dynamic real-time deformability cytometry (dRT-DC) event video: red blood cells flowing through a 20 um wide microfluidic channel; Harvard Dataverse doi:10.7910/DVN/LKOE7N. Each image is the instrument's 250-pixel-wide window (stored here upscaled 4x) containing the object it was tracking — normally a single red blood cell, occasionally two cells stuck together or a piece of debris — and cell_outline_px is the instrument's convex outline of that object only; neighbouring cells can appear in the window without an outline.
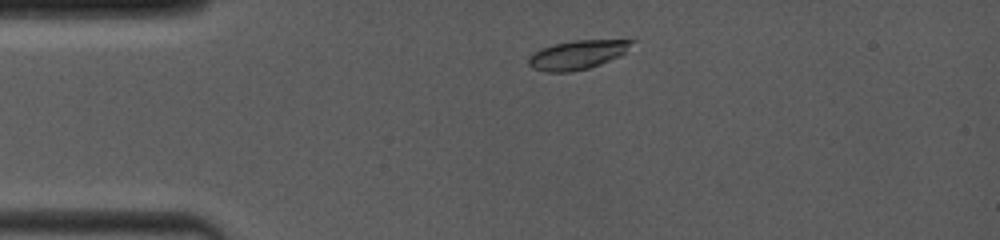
{"species": "common noctule bat (a hibernating species)", "species_latin": "Nyctalus noctula", "temperature_condition": "room temperature", "stored_images_in_passage": 32, "camera_frame_rate_fps": 4000, "um_per_image_px": 0.085, "animal": {"sex": "female", "body_mass_g": 19.0, "forearm_length_mm": 53.3}, "frame": {"image": 1, "passage_image": 2, "time_ms": 0.75, "image_size_px": [1000, 240], "cell_outline_px": [[636, 40], [620, 56], [600, 64], [588, 68], [568, 72], [548, 72], [532, 68], [528, 64], [528, 56], [532, 52], [540, 48], [552, 44], [572, 40]], "centroid_in_image_um": [49.01, 4.65], "position_along_channel_um": 36.0, "area_um2": 17.46}}
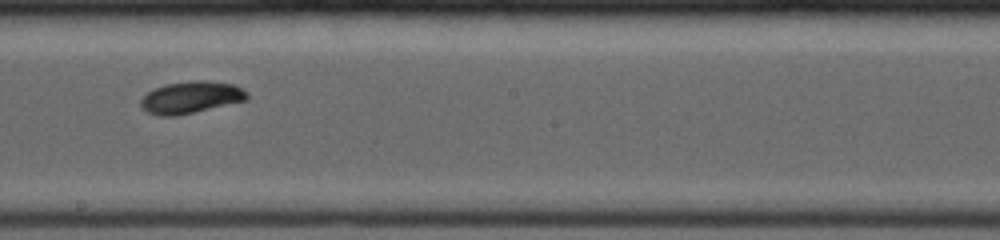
{"frame": {"image": 2, "passage_image": 15, "time_ms": 6.5, "image_size_px": [1000, 240], "cell_outline_px": [[248, 100], [176, 116], [160, 116], [148, 112], [140, 104], [140, 100], [148, 92], [164, 84], [192, 80], [204, 80], [232, 84], [240, 88], [248, 96]], "centroid_in_image_um": [16.21, 8.27], "position_along_channel_um": 232.0, "area_um2": 19.59}}
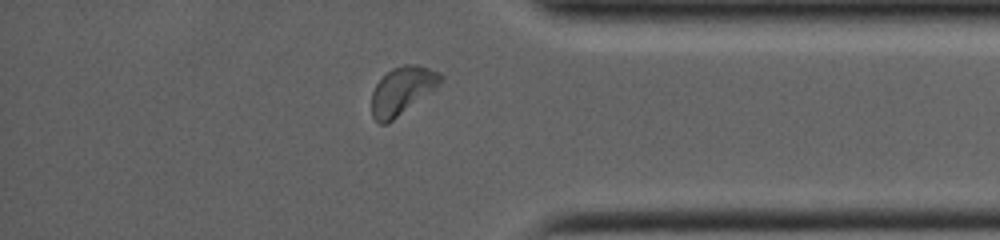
{"frame": {"image": 3, "passage_image": 28, "time_ms": 10.75, "image_size_px": [1000, 240], "cell_outline_px": [[444, 76], [440, 84], [436, 88], [388, 124], [380, 124], [372, 116], [372, 92], [376, 84], [392, 68], [404, 64], [416, 64], [440, 72]], "centroid_in_image_um": [34.2, 7.7], "position_along_channel_um": 401.0, "area_um2": 19.13}, "authors_computed_cell_mechanics": {"area_um2": 18.6694, "velocity_mm_per_s": 4.0746, "shape_relaxation_time_tau1_ms": 1.7418, "shape_relaxation_time_tau2_ms": null, "deformation_change_tau1": 0.1148, "deformation_change_tau2": null}}